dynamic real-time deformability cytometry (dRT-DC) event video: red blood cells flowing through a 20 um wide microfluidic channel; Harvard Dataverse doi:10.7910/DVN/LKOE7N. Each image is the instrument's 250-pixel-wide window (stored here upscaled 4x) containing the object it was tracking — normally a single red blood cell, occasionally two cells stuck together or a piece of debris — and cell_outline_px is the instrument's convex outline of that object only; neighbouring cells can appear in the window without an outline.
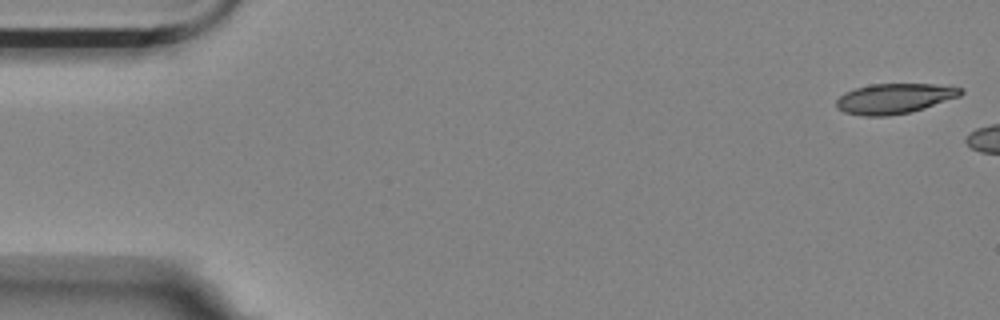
{"species": "Egyptian fruit bat (a non-hibernating species)", "species_latin": "Rousettus aegyptiacus", "temperature_condition": "room temperature", "stored_images_in_passage": 9, "camera_frame_rate_fps": 3000, "um_per_image_px": 0.085, "animal": {"sex": "female"}, "frame": {"image": 1, "passage_image": 1, "time_ms": 0.0, "image_size_px": [1000, 320], "cell_outline_px": [[964, 92], [960, 96], [912, 112], [888, 116], [864, 116], [844, 112], [836, 108], [836, 100], [844, 92], [856, 88], [872, 84], [932, 84], [964, 88]], "centroid_in_image_um": [76.01, 8.38], "position_along_channel_um": 9.0, "area_um2": 21.91}}